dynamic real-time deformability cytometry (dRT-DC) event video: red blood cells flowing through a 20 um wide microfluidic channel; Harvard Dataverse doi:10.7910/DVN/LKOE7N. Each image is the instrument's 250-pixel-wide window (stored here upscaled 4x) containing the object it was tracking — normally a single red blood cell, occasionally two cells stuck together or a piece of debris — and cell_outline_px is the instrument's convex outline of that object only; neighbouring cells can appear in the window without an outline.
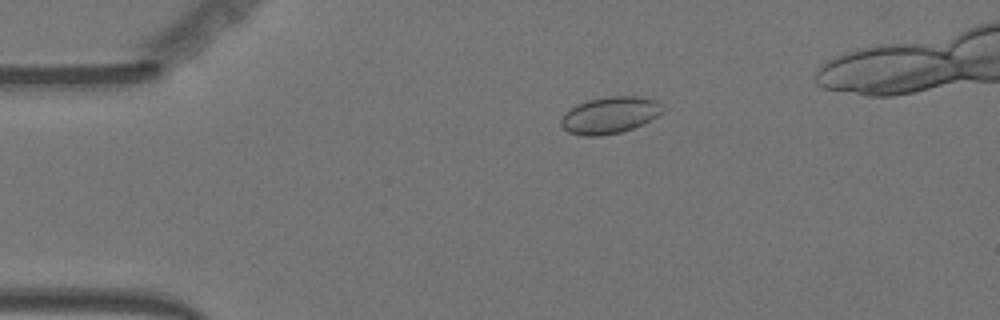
{"species": "Egyptian fruit bat (a non-hibernating species)", "species_latin": "Rousettus aegyptiacus", "temperature_condition": "warm", "stored_images_in_passage": 42, "camera_frame_rate_fps": 3000, "um_per_image_px": 0.085, "animal": {"sex": "female"}, "frame": {"image": 1, "passage_image": 1, "time_ms": 0.0, "image_size_px": [1000, 320], "cell_outline_px": [[664, 112], [644, 124], [620, 132], [600, 136], [584, 136], [568, 132], [560, 124], [560, 120], [564, 112], [576, 104], [588, 100], [608, 96], [640, 96], [656, 100], [660, 104]], "centroid_in_image_um": [51.82, 9.78], "position_along_channel_um": 33.2, "area_um2": 21.91}}
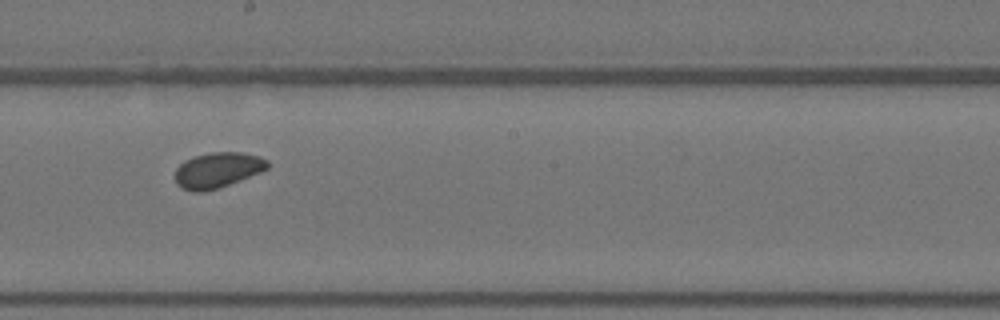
{"frame": {"image": 2, "passage_image": 21, "time_ms": 6.667, "image_size_px": [1000, 320], "cell_outline_px": [[268, 168], [260, 172], [240, 180], [204, 192], [192, 192], [180, 188], [176, 184], [176, 168], [184, 160], [196, 156], [212, 152], [240, 152], [260, 156], [268, 160]], "centroid_in_image_um": [18.48, 14.46], "position_along_channel_um": 229.7, "area_um2": 19.02}}
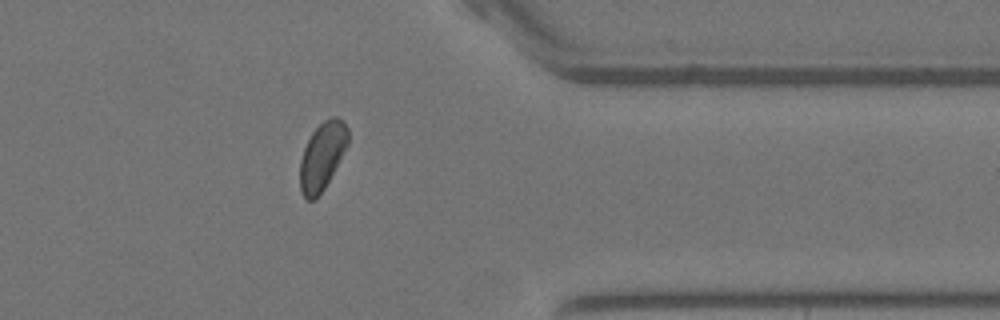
{"frame": {"image": 3, "passage_image": 35, "time_ms": 11.333, "image_size_px": [1000, 320], "cell_outline_px": [[348, 144], [324, 188], [312, 200], [308, 200], [300, 192], [300, 160], [304, 148], [312, 132], [324, 120], [332, 116], [336, 116], [344, 120], [348, 128]], "centroid_in_image_um": [27.39, 13.22], "position_along_channel_um": 384.0, "area_um2": 18.67}, "authors_computed_cell_mechanics": {"area_um2": 19.2474, "velocity_mm_per_s": 3.5988, "shape_relaxation_time_tau1_ms": 5.8639, "shape_relaxation_time_tau2_ms": 1.6265, "deformation_change_tau1": 0.0249, "deformation_change_tau2": 0.0423}}